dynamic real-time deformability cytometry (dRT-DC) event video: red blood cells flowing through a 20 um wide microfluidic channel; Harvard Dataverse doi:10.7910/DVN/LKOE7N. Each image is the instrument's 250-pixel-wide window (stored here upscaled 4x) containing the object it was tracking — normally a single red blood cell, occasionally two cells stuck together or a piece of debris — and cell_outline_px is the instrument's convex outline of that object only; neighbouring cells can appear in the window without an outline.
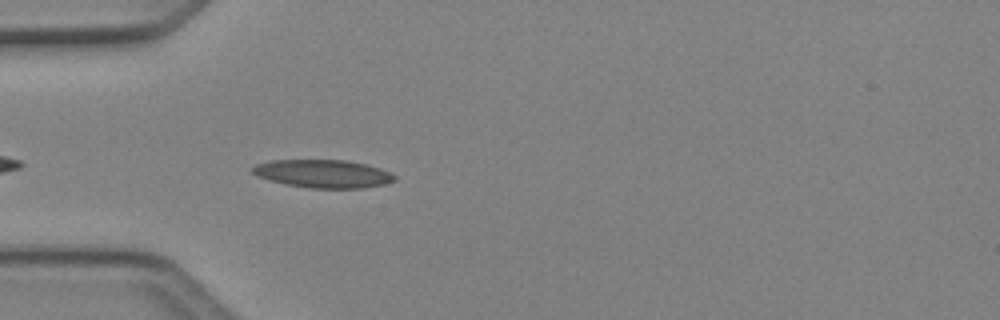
{"species": "Egyptian fruit bat (a non-hibernating species)", "species_latin": "Rousettus aegyptiacus", "temperature_condition": "cold", "stored_images_in_passage": 5, "camera_frame_rate_fps": 3000, "um_per_image_px": 0.085, "animal": {"sex": "female"}, "frame": {"image": 1, "passage_image": 5, "time_ms": 1.333, "image_size_px": [1000, 320], "cell_outline_px": [[396, 180], [384, 184], [360, 188], [312, 188], [284, 184], [256, 176], [252, 172], [252, 168], [256, 164], [272, 160], [344, 160], [364, 164], [380, 168], [392, 172], [396, 176]], "centroid_in_image_um": [27.47, 14.76], "position_along_channel_um": 57.5, "area_um2": 23.18}}